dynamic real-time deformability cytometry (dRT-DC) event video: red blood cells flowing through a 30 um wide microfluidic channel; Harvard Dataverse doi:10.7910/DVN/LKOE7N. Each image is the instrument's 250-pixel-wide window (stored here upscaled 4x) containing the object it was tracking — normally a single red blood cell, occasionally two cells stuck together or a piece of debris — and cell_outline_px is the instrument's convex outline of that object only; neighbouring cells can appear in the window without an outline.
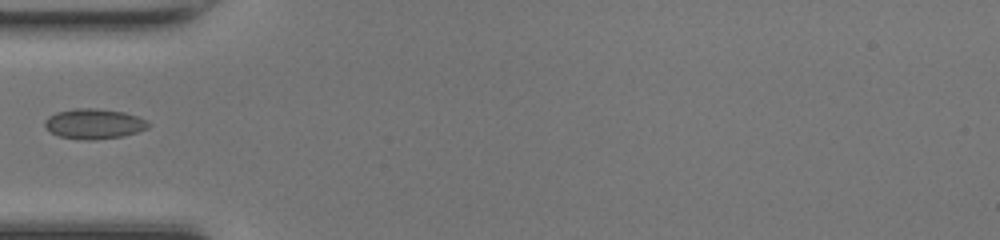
{"species": "common noctule bat (a hibernating species)", "species_latin": "Nyctalus noctula", "temperature_condition": "room temperature", "stored_images_in_passage": 33, "camera_frame_rate_fps": 3000, "um_per_image_px": 0.085, "animal": {"sex": "female", "body_mass_g": 17.0, "forearm_length_mm": 48.0}, "frame": {"image": 1, "passage_image": 1, "time_ms": 0.0, "image_size_px": [1000, 240], "cell_outline_px": [[148, 128], [124, 136], [92, 140], [84, 140], [60, 136], [44, 128], [44, 120], [48, 116], [56, 112], [76, 108], [96, 108], [124, 112], [136, 116], [144, 120], [148, 124]], "centroid_in_image_um": [7.94, 10.52], "position_along_channel_um": 77.1, "area_um2": 18.09}}
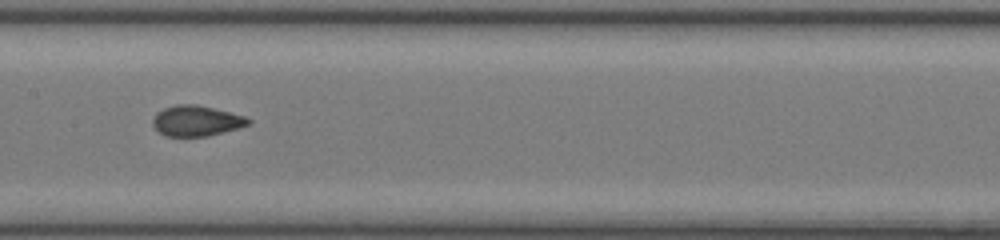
{"frame": {"image": 2, "passage_image": 9, "time_ms": 2.667, "image_size_px": [1000, 240], "cell_outline_px": [[252, 120], [248, 124], [240, 128], [208, 136], [164, 136], [152, 124], [152, 120], [156, 112], [164, 108], [176, 104], [196, 104], [244, 116]], "centroid_in_image_um": [16.67, 10.27], "position_along_channel_um": 190.7, "area_um2": 16.94}}
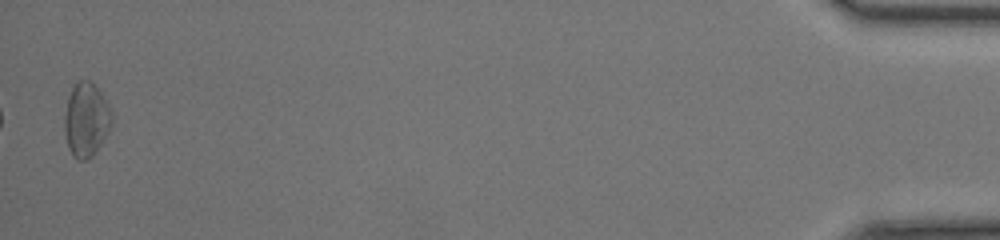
{"frame": {"image": 3, "passage_image": 33, "time_ms": 10.667, "image_size_px": [1000, 240], "cell_outline_px": [[112, 124], [108, 132], [92, 156], [88, 160], [76, 160], [72, 156], [68, 148], [64, 132], [64, 116], [68, 96], [72, 88], [80, 80], [88, 80], [104, 96], [112, 112]], "centroid_in_image_um": [7.31, 10.21], "position_along_channel_um": 427.9, "area_um2": 20.4}}